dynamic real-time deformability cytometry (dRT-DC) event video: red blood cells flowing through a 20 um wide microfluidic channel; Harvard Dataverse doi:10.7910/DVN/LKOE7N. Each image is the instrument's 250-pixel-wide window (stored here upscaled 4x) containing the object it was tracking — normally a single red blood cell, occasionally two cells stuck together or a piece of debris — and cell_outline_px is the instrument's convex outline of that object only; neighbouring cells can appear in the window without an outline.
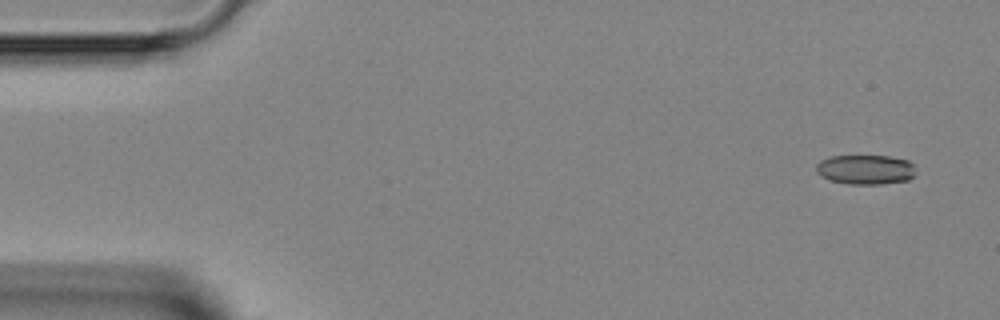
{"species": "Egyptian fruit bat (a non-hibernating species)", "species_latin": "Rousettus aegyptiacus", "temperature_condition": "room temperature", "stored_images_in_passage": 3, "camera_frame_rate_fps": 3000, "um_per_image_px": 0.085, "animal": {"sex": "female"}, "frame": {"image": 1, "passage_image": 1, "time_ms": 0.0, "image_size_px": [1000, 320], "cell_outline_px": [[912, 176], [908, 180], [880, 184], [848, 184], [832, 180], [816, 172], [816, 164], [820, 160], [832, 156], [888, 156], [908, 160], [912, 164]], "centroid_in_image_um": [73.53, 14.4], "position_along_channel_um": 11.5, "area_um2": 16.88}}